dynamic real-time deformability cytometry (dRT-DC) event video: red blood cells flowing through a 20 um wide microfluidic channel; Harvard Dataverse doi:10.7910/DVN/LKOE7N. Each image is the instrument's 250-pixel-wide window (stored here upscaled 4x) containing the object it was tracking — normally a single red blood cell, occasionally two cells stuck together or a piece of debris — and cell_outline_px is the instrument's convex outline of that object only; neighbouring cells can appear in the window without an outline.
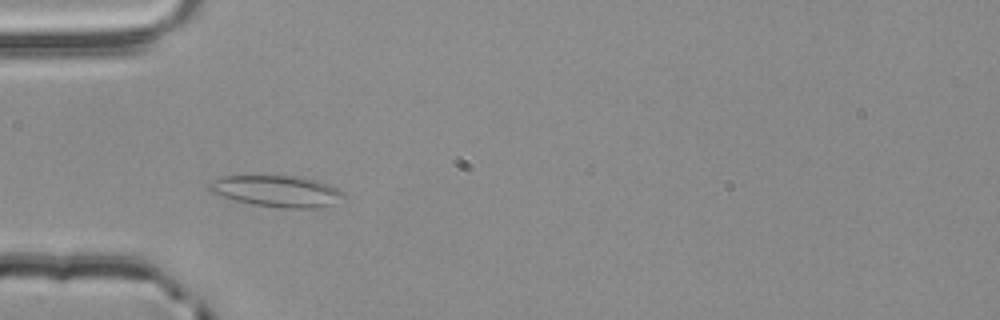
{"species": "common noctule bat (a hibernating species)", "species_latin": "Nyctalus noctula", "temperature_condition": "room temperature", "stored_images_in_passage": 47, "camera_frame_rate_fps": 3000, "um_per_image_px": 0.085, "animal": {"sex": "male", "body_mass_g": 20.4}, "frame": {"image": 1, "passage_image": 10, "time_ms": 3.0, "image_size_px": [1000, 320], "cell_outline_px": [[344, 196], [332, 204], [316, 208], [280, 208], [252, 204], [220, 196], [208, 192], [208, 184], [212, 180], [224, 176], [296, 176], [316, 180], [328, 184], [344, 192]], "centroid_in_image_um": [23.49, 16.25], "position_along_channel_um": 61.5, "area_um2": 24.51}}
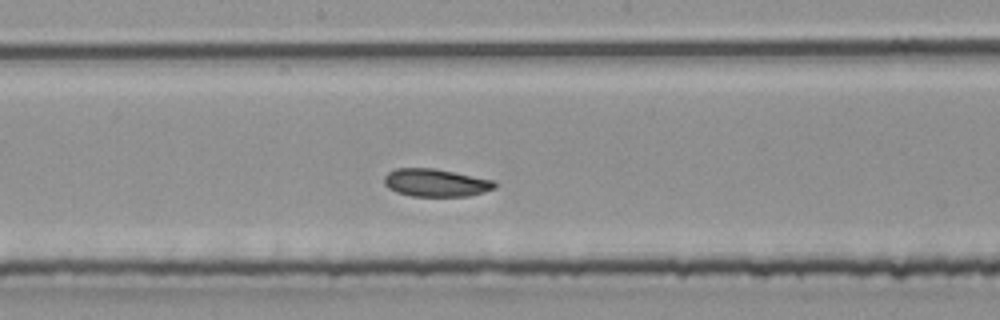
{"frame": {"image": 2, "passage_image": 22, "time_ms": 7.0, "image_size_px": [1000, 320], "cell_outline_px": [[496, 188], [484, 192], [468, 196], [412, 196], [396, 192], [388, 188], [384, 184], [384, 176], [388, 172], [396, 168], [436, 168], [496, 180]], "centroid_in_image_um": [37.06, 15.52], "position_along_channel_um": 211.1, "area_um2": 18.15}}
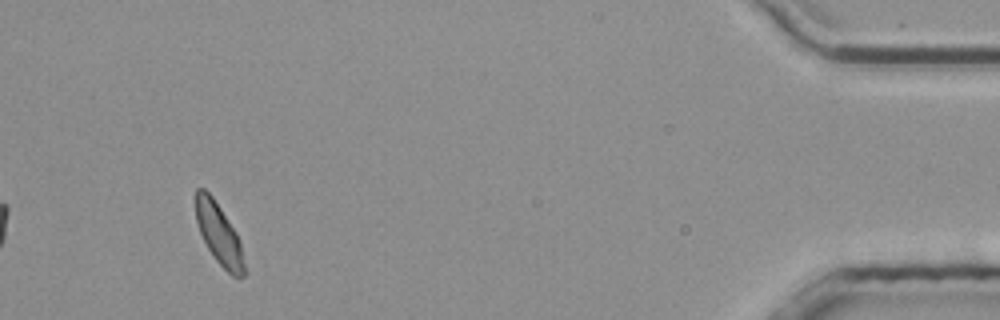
{"frame": {"image": 3, "passage_image": 44, "time_ms": 14.333, "image_size_px": [1000, 320], "cell_outline_px": [[244, 276], [232, 276], [216, 260], [208, 248], [200, 232], [196, 220], [196, 188], [204, 188], [212, 196], [236, 232], [240, 240], [244, 264]], "centroid_in_image_um": [18.6, 19.88], "position_along_channel_um": 416.6, "area_um2": 16.82}, "authors_computed_cell_mechanics": {"area_um2": 18.1492, "velocity_mm_per_s": 3.8077, "shape_relaxation_time_tau1_ms": 4.6734, "shape_relaxation_time_tau2_ms": null, "deformation_change_tau1": 0.1032, "deformation_change_tau2": null}}